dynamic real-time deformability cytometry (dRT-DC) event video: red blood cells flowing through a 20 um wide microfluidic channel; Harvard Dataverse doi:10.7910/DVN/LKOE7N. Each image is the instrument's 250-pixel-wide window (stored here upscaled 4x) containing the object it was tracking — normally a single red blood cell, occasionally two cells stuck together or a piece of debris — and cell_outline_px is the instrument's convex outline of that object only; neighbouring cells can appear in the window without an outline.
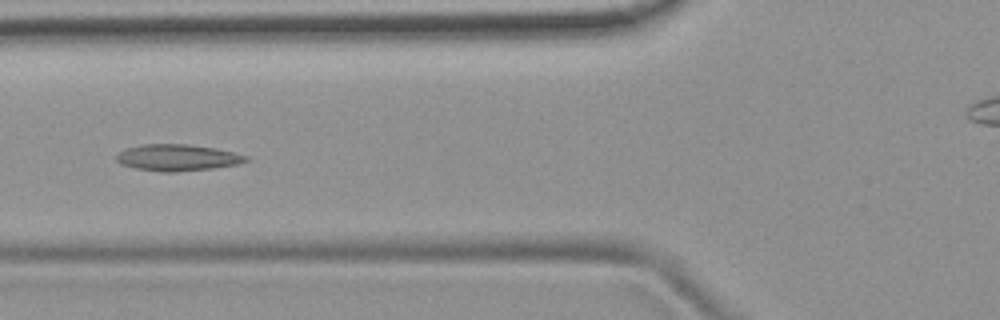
{"species": "common noctule bat (a hibernating species)", "species_latin": "Nyctalus noctula", "temperature_condition": "room temperature", "stored_images_in_passage": 6, "camera_frame_rate_fps": 3000, "um_per_image_px": 0.085, "animal": {"sex": "female", "body_mass_g": 19.9}, "frame": {"image": 1, "passage_image": 6, "time_ms": 6.667, "image_size_px": [1000, 320], "cell_outline_px": [[248, 160], [236, 164], [212, 168], [176, 172], [160, 172], [136, 168], [120, 164], [116, 160], [116, 156], [120, 152], [128, 148], [144, 144], [188, 144], [216, 148], [248, 156]], "centroid_in_image_um": [15.07, 13.4], "position_along_channel_um": 110.7, "area_um2": 19.83}}